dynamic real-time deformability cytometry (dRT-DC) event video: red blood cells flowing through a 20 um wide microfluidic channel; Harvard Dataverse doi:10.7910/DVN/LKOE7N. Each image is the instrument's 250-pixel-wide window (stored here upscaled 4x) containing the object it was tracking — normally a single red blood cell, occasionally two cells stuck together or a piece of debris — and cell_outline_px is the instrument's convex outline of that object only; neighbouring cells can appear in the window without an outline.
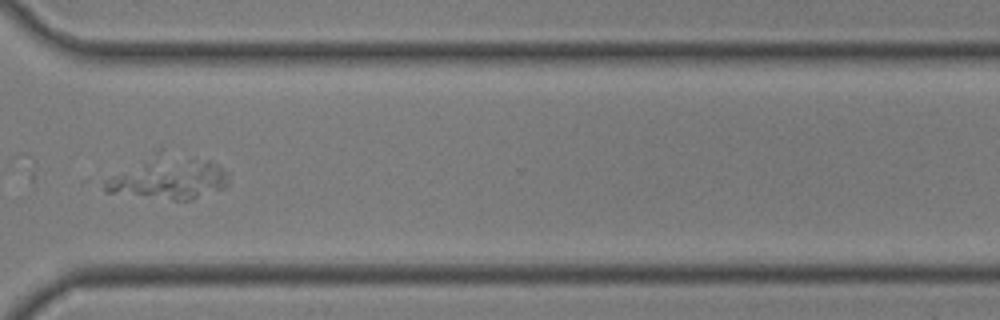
{"species": "common noctule bat (a hibernating species)", "species_latin": "Nyctalus noctula", "temperature_condition": "room temperature", "stored_images_in_passage": 36, "segment_of_instrument_passage": [1, 2], "camera_frame_rate_fps": 3000, "um_per_image_px": 0.085, "animal": {"sex": "male", "body_mass_g": 19.0, "forearm_length_mm": 50.8}, "frame": {"image": 1, "passage_image": 26, "time_ms": 8.333, "image_size_px": [1000, 320], "cell_outline_px": [[228, 184], [224, 188], [192, 200], [172, 200], [104, 192], [104, 180], [144, 160], [208, 160], [220, 164], [224, 168], [228, 176]], "centroid_in_image_um": [14.37, 15.26], "position_along_channel_um": 356.2, "area_um2": 28.5}}